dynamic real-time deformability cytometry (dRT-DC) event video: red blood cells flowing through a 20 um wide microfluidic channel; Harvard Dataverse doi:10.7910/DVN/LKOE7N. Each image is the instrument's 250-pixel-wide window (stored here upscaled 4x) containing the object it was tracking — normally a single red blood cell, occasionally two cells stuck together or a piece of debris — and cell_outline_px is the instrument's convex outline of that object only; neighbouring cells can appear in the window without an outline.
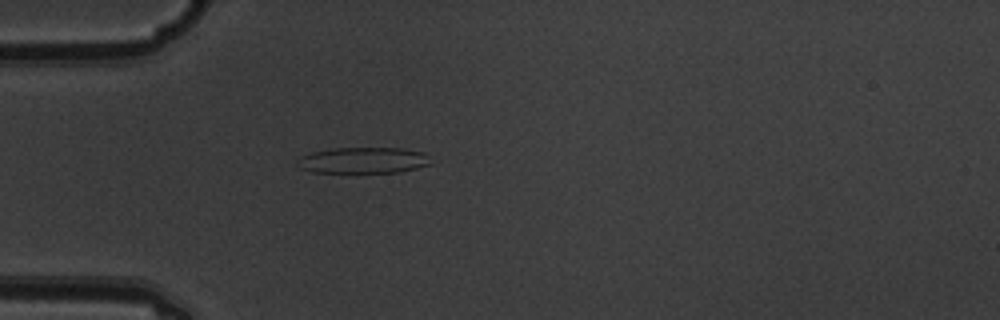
{"species": "common noctule bat (a hibernating species)", "species_latin": "Nyctalus noctula", "temperature_condition": "warm", "stored_images_in_passage": 3, "camera_frame_rate_fps": 3000, "um_per_image_px": 0.085, "animal": {"sex": "male", "body_mass_g": 19.5, "forearm_length_mm": 54.6}, "frame": {"image": 1, "passage_image": 3, "time_ms": 0.667, "image_size_px": [1000, 320], "cell_outline_px": [[428, 164], [416, 168], [400, 172], [312, 172], [300, 168], [296, 164], [296, 160], [300, 156], [312, 152], [332, 148], [404, 148], [424, 152]], "centroid_in_image_um": [30.79, 13.62], "position_along_channel_um": 54.2, "area_um2": 20.11}}